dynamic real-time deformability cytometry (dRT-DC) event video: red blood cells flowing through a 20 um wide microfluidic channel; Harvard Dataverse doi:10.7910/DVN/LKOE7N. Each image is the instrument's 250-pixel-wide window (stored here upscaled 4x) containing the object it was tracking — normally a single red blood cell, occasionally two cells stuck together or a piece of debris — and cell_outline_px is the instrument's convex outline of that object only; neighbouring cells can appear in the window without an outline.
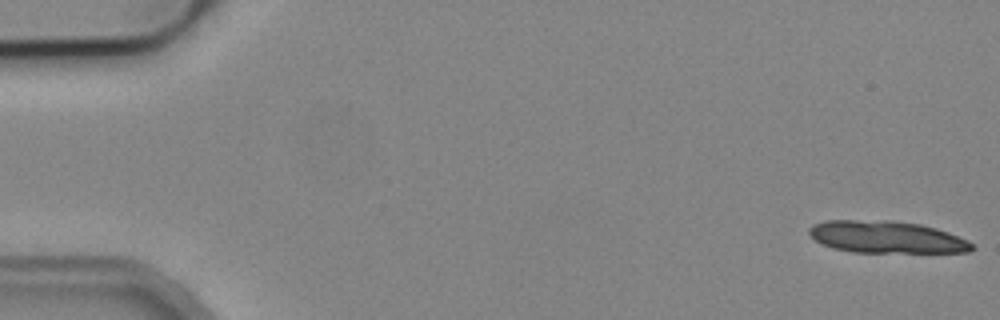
{"species": "common noctule bat (a hibernating species)", "species_latin": "Nyctalus noctula", "temperature_condition": "cold", "stored_images_in_passage": 4, "camera_frame_rate_fps": 3000, "um_per_image_px": 0.085, "animal": {"sex": "male", "body_mass_g": 19.2, "forearm_length_mm": 51.8}, "frame": {"image": 1, "passage_image": 1, "time_ms": 0.0, "image_size_px": [1000, 320], "cell_outline_px": [[976, 248], [972, 252], [852, 252], [832, 248], [816, 240], [808, 232], [808, 228], [812, 224], [824, 220], [892, 220], [920, 224], [936, 228], [948, 232], [968, 240]], "centroid_in_image_um": [75.36, 20.14], "position_along_channel_um": 9.6, "area_um2": 30.63}}